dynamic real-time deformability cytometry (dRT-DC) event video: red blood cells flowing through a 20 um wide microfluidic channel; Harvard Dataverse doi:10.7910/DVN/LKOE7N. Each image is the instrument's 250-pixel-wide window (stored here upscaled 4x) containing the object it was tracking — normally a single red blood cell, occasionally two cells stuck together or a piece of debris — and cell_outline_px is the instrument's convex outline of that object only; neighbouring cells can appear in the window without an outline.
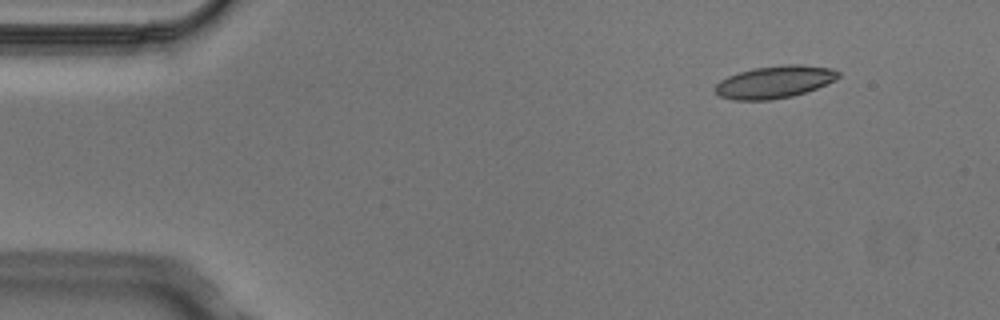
{"species": "Egyptian fruit bat (a non-hibernating species)", "species_latin": "Rousettus aegyptiacus", "temperature_condition": "cold", "stored_images_in_passage": 8, "camera_frame_rate_fps": 3000, "um_per_image_px": 0.085, "animal": {"sex": "male"}, "frame": {"image": 1, "passage_image": 2, "time_ms": 0.333, "image_size_px": [1000, 320], "cell_outline_px": [[840, 76], [836, 80], [816, 88], [792, 96], [772, 100], [732, 100], [720, 96], [712, 88], [720, 80], [728, 76], [752, 68], [784, 64], [804, 64], [832, 68], [840, 72]], "centroid_in_image_um": [65.84, 6.96], "position_along_channel_um": 19.2, "area_um2": 23.47}}
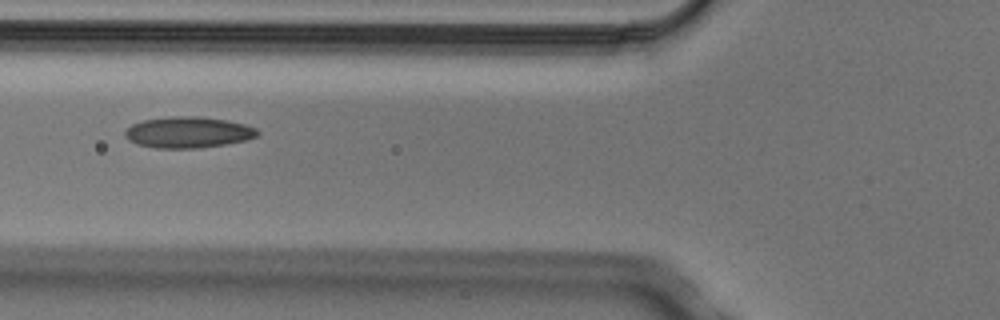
{"frame": {"image": 2, "passage_image": 6, "time_ms": 1.667, "image_size_px": [1000, 320], "cell_outline_px": [[260, 132], [256, 136], [248, 140], [224, 144], [196, 148], [156, 148], [136, 144], [128, 140], [124, 136], [124, 132], [132, 124], [144, 120], [172, 116], [196, 116], [228, 120], [244, 124], [256, 128]], "centroid_in_image_um": [15.98, 11.25], "position_along_channel_um": 109.8, "area_um2": 24.04}}
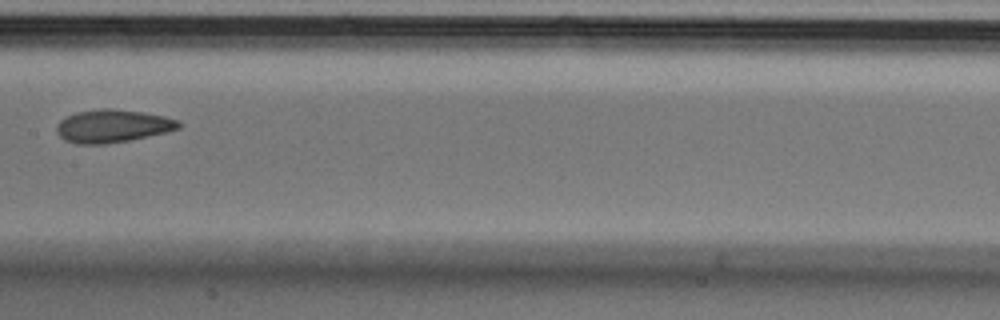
{"frame": {"image": 3, "passage_image": 8, "time_ms": 2.333, "image_size_px": [1000, 320], "cell_outline_px": [[180, 128], [148, 136], [128, 140], [104, 144], [76, 144], [64, 140], [60, 136], [56, 128], [60, 120], [76, 112], [100, 108], [112, 108], [144, 112], [164, 116], [180, 120]], "centroid_in_image_um": [9.57, 10.7], "position_along_channel_um": 197.8, "area_um2": 23.35}}